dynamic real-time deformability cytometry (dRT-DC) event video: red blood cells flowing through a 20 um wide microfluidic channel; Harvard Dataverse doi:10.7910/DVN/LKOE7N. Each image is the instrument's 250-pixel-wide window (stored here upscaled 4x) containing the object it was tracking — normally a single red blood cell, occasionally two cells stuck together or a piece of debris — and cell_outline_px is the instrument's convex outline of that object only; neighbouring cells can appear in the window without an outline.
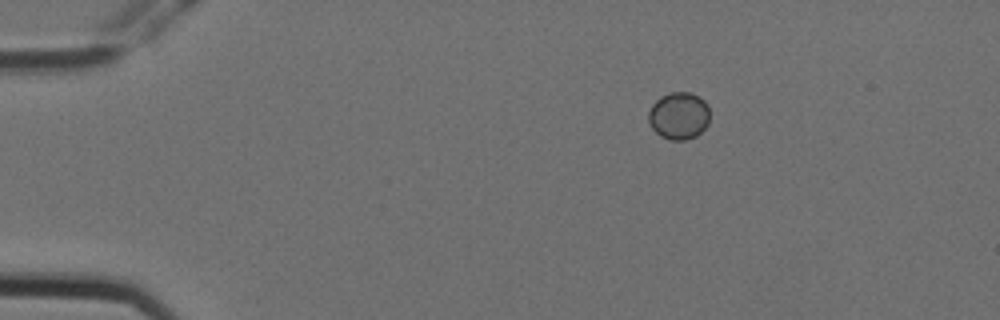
{"species": "Egyptian fruit bat (a non-hibernating species)", "species_latin": "Rousettus aegyptiacus", "temperature_condition": "cold", "stored_images_in_passage": 3, "camera_frame_rate_fps": 3000, "um_per_image_px": 0.085, "animal": {"sex": "female"}, "frame": {"image": 1, "passage_image": 1, "time_ms": 0.0, "image_size_px": [1000, 320], "cell_outline_px": [[708, 124], [696, 136], [684, 140], [668, 140], [660, 136], [652, 128], [648, 120], [648, 112], [652, 104], [660, 96], [668, 92], [692, 92], [704, 100], [708, 104]], "centroid_in_image_um": [57.68, 9.83], "position_along_channel_um": 27.3, "area_um2": 17.05}}